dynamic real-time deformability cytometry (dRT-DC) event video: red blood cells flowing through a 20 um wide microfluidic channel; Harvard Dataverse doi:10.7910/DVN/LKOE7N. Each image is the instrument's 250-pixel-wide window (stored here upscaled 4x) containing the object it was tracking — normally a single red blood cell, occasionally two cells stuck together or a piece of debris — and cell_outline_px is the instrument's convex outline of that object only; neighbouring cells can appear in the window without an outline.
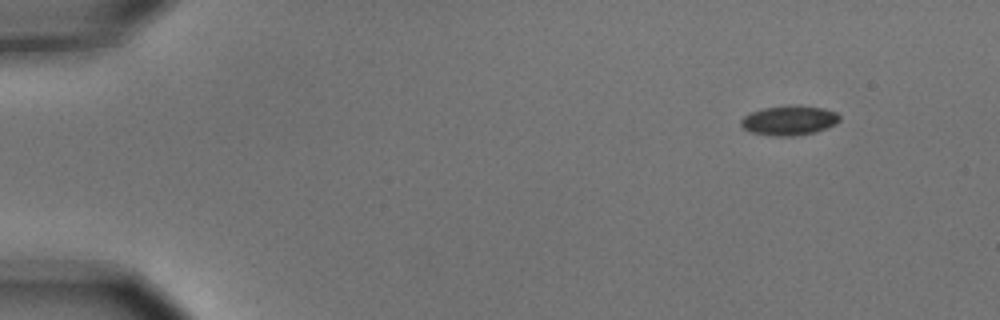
{"species": "common noctule bat (a hibernating species)", "species_latin": "Nyctalus noctula", "temperature_condition": "cold", "stored_images_in_passage": 4, "camera_frame_rate_fps": 3000, "um_per_image_px": 0.085, "animal": {"sex": "male", "body_mass_g": 15.6}, "frame": {"image": 1, "passage_image": 1, "time_ms": 0.0, "image_size_px": [1000, 320], "cell_outline_px": [[840, 120], [836, 124], [816, 132], [792, 136], [772, 136], [752, 132], [744, 128], [740, 124], [740, 120], [748, 112], [764, 108], [788, 104], [824, 108], [836, 112], [840, 116]], "centroid_in_image_um": [67.07, 10.22], "position_along_channel_um": 17.9, "area_um2": 17.22}}
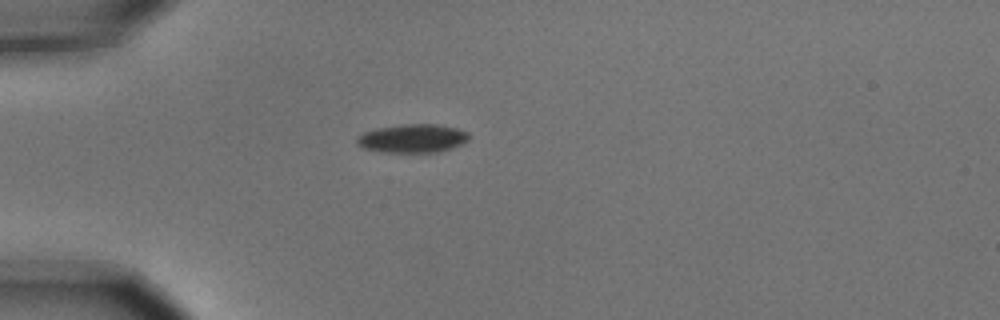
{"frame": {"image": 2, "passage_image": 4, "time_ms": 1.0, "image_size_px": [1000, 320], "cell_outline_px": [[468, 140], [464, 144], [452, 148], [436, 152], [380, 152], [364, 148], [356, 144], [356, 136], [364, 132], [376, 128], [404, 124], [436, 124], [456, 128], [468, 132]], "centroid_in_image_um": [35.05, 11.76], "position_along_channel_um": 50.0, "area_um2": 18.73}}